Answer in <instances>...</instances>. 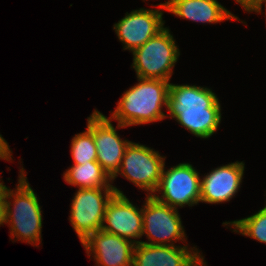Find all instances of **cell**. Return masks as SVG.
Returning <instances> with one entry per match:
<instances>
[{
  "instance_id": "obj_1",
  "label": "cell",
  "mask_w": 266,
  "mask_h": 266,
  "mask_svg": "<svg viewBox=\"0 0 266 266\" xmlns=\"http://www.w3.org/2000/svg\"><path fill=\"white\" fill-rule=\"evenodd\" d=\"M217 95L207 87L169 85L167 110L169 117L192 135L203 139L211 137L221 122V105Z\"/></svg>"
},
{
  "instance_id": "obj_2",
  "label": "cell",
  "mask_w": 266,
  "mask_h": 266,
  "mask_svg": "<svg viewBox=\"0 0 266 266\" xmlns=\"http://www.w3.org/2000/svg\"><path fill=\"white\" fill-rule=\"evenodd\" d=\"M138 83L124 92L110 118L127 126L148 124L166 118L169 81L137 77Z\"/></svg>"
},
{
  "instance_id": "obj_3",
  "label": "cell",
  "mask_w": 266,
  "mask_h": 266,
  "mask_svg": "<svg viewBox=\"0 0 266 266\" xmlns=\"http://www.w3.org/2000/svg\"><path fill=\"white\" fill-rule=\"evenodd\" d=\"M20 168L17 187L15 190L8 188L5 195L6 224L10 227L11 239L26 241L37 247L42 242V210L24 168Z\"/></svg>"
},
{
  "instance_id": "obj_4",
  "label": "cell",
  "mask_w": 266,
  "mask_h": 266,
  "mask_svg": "<svg viewBox=\"0 0 266 266\" xmlns=\"http://www.w3.org/2000/svg\"><path fill=\"white\" fill-rule=\"evenodd\" d=\"M132 54L131 68L137 77L170 81L180 51L170 29L164 27Z\"/></svg>"
},
{
  "instance_id": "obj_5",
  "label": "cell",
  "mask_w": 266,
  "mask_h": 266,
  "mask_svg": "<svg viewBox=\"0 0 266 266\" xmlns=\"http://www.w3.org/2000/svg\"><path fill=\"white\" fill-rule=\"evenodd\" d=\"M165 159L158 151L131 141L112 183L118 175H122L141 190L149 192L147 196H152L160 183Z\"/></svg>"
},
{
  "instance_id": "obj_6",
  "label": "cell",
  "mask_w": 266,
  "mask_h": 266,
  "mask_svg": "<svg viewBox=\"0 0 266 266\" xmlns=\"http://www.w3.org/2000/svg\"><path fill=\"white\" fill-rule=\"evenodd\" d=\"M143 235H146L148 241L141 240L140 243L149 245L174 246L177 241L187 240L178 209L147 195L142 207Z\"/></svg>"
},
{
  "instance_id": "obj_7",
  "label": "cell",
  "mask_w": 266,
  "mask_h": 266,
  "mask_svg": "<svg viewBox=\"0 0 266 266\" xmlns=\"http://www.w3.org/2000/svg\"><path fill=\"white\" fill-rule=\"evenodd\" d=\"M161 194L157 195L156 193ZM201 178L190 163H179L162 170L160 183L152 195L159 202L173 208L194 206L200 202Z\"/></svg>"
},
{
  "instance_id": "obj_8",
  "label": "cell",
  "mask_w": 266,
  "mask_h": 266,
  "mask_svg": "<svg viewBox=\"0 0 266 266\" xmlns=\"http://www.w3.org/2000/svg\"><path fill=\"white\" fill-rule=\"evenodd\" d=\"M115 193L114 188H86L76 191L71 202L69 221L81 243L101 230L106 206Z\"/></svg>"
},
{
  "instance_id": "obj_9",
  "label": "cell",
  "mask_w": 266,
  "mask_h": 266,
  "mask_svg": "<svg viewBox=\"0 0 266 266\" xmlns=\"http://www.w3.org/2000/svg\"><path fill=\"white\" fill-rule=\"evenodd\" d=\"M111 122L110 117H106L96 109L87 118V127L93 133L97 161L112 179L120 169L125 150L131 141L122 140L117 133L116 129L125 128L124 125L117 123L115 128Z\"/></svg>"
},
{
  "instance_id": "obj_10",
  "label": "cell",
  "mask_w": 266,
  "mask_h": 266,
  "mask_svg": "<svg viewBox=\"0 0 266 266\" xmlns=\"http://www.w3.org/2000/svg\"><path fill=\"white\" fill-rule=\"evenodd\" d=\"M156 6L157 10L140 8L127 12L113 25L119 41L124 44V50L133 52L164 28L162 16L166 10L165 3Z\"/></svg>"
},
{
  "instance_id": "obj_11",
  "label": "cell",
  "mask_w": 266,
  "mask_h": 266,
  "mask_svg": "<svg viewBox=\"0 0 266 266\" xmlns=\"http://www.w3.org/2000/svg\"><path fill=\"white\" fill-rule=\"evenodd\" d=\"M102 224V231L139 244L141 240L138 239L142 237V208L135 206L124 193H115L106 206Z\"/></svg>"
},
{
  "instance_id": "obj_12",
  "label": "cell",
  "mask_w": 266,
  "mask_h": 266,
  "mask_svg": "<svg viewBox=\"0 0 266 266\" xmlns=\"http://www.w3.org/2000/svg\"><path fill=\"white\" fill-rule=\"evenodd\" d=\"M132 266H207L204 256L187 245L135 244Z\"/></svg>"
},
{
  "instance_id": "obj_13",
  "label": "cell",
  "mask_w": 266,
  "mask_h": 266,
  "mask_svg": "<svg viewBox=\"0 0 266 266\" xmlns=\"http://www.w3.org/2000/svg\"><path fill=\"white\" fill-rule=\"evenodd\" d=\"M245 163L233 162L211 170L201 178L200 202L218 204L230 201L241 187Z\"/></svg>"
},
{
  "instance_id": "obj_14",
  "label": "cell",
  "mask_w": 266,
  "mask_h": 266,
  "mask_svg": "<svg viewBox=\"0 0 266 266\" xmlns=\"http://www.w3.org/2000/svg\"><path fill=\"white\" fill-rule=\"evenodd\" d=\"M81 244L87 256L94 258L95 266H132L133 241L98 230Z\"/></svg>"
},
{
  "instance_id": "obj_15",
  "label": "cell",
  "mask_w": 266,
  "mask_h": 266,
  "mask_svg": "<svg viewBox=\"0 0 266 266\" xmlns=\"http://www.w3.org/2000/svg\"><path fill=\"white\" fill-rule=\"evenodd\" d=\"M166 10L177 17L199 23L217 24L224 20L241 21L217 0H168Z\"/></svg>"
},
{
  "instance_id": "obj_16",
  "label": "cell",
  "mask_w": 266,
  "mask_h": 266,
  "mask_svg": "<svg viewBox=\"0 0 266 266\" xmlns=\"http://www.w3.org/2000/svg\"><path fill=\"white\" fill-rule=\"evenodd\" d=\"M63 179L78 189L114 188L117 194H123V191L112 185V179L98 161H88L82 165L73 164L65 171Z\"/></svg>"
},
{
  "instance_id": "obj_17",
  "label": "cell",
  "mask_w": 266,
  "mask_h": 266,
  "mask_svg": "<svg viewBox=\"0 0 266 266\" xmlns=\"http://www.w3.org/2000/svg\"><path fill=\"white\" fill-rule=\"evenodd\" d=\"M222 224L232 226L233 232L266 244V205L249 217Z\"/></svg>"
},
{
  "instance_id": "obj_18",
  "label": "cell",
  "mask_w": 266,
  "mask_h": 266,
  "mask_svg": "<svg viewBox=\"0 0 266 266\" xmlns=\"http://www.w3.org/2000/svg\"><path fill=\"white\" fill-rule=\"evenodd\" d=\"M70 151L75 165H82L88 163V161H97L93 133L88 127L84 132L76 134L72 138Z\"/></svg>"
},
{
  "instance_id": "obj_19",
  "label": "cell",
  "mask_w": 266,
  "mask_h": 266,
  "mask_svg": "<svg viewBox=\"0 0 266 266\" xmlns=\"http://www.w3.org/2000/svg\"><path fill=\"white\" fill-rule=\"evenodd\" d=\"M0 159L10 161L12 159V150L7 143V141L0 134Z\"/></svg>"
},
{
  "instance_id": "obj_20",
  "label": "cell",
  "mask_w": 266,
  "mask_h": 266,
  "mask_svg": "<svg viewBox=\"0 0 266 266\" xmlns=\"http://www.w3.org/2000/svg\"><path fill=\"white\" fill-rule=\"evenodd\" d=\"M236 3L243 7V10L249 11L260 1V0H235Z\"/></svg>"
},
{
  "instance_id": "obj_21",
  "label": "cell",
  "mask_w": 266,
  "mask_h": 266,
  "mask_svg": "<svg viewBox=\"0 0 266 266\" xmlns=\"http://www.w3.org/2000/svg\"><path fill=\"white\" fill-rule=\"evenodd\" d=\"M6 205L5 203H0V226L6 224Z\"/></svg>"
},
{
  "instance_id": "obj_22",
  "label": "cell",
  "mask_w": 266,
  "mask_h": 266,
  "mask_svg": "<svg viewBox=\"0 0 266 266\" xmlns=\"http://www.w3.org/2000/svg\"><path fill=\"white\" fill-rule=\"evenodd\" d=\"M265 3V15H266V0H260L249 12L262 13V6Z\"/></svg>"
},
{
  "instance_id": "obj_23",
  "label": "cell",
  "mask_w": 266,
  "mask_h": 266,
  "mask_svg": "<svg viewBox=\"0 0 266 266\" xmlns=\"http://www.w3.org/2000/svg\"><path fill=\"white\" fill-rule=\"evenodd\" d=\"M8 187L3 184V181L0 180V203H5V195Z\"/></svg>"
}]
</instances>
